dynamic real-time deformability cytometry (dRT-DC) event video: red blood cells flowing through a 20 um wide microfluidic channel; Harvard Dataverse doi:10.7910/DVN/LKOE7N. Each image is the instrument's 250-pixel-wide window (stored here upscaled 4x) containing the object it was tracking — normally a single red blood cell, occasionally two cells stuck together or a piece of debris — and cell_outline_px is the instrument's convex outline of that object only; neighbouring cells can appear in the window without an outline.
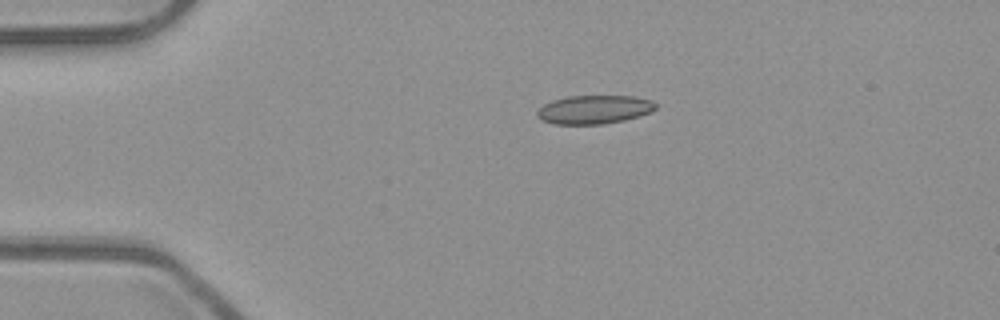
{"species": "common noctule bat (a hibernating species)", "species_latin": "Nyctalus noctula", "temperature_condition": "room temperature", "stored_images_in_passage": 42, "camera_frame_rate_fps": 3000, "um_per_image_px": 0.085, "animal": {"sex": "male", "body_mass_g": 23.1, "forearm_length_mm": 52.7}, "frame": {"image": 1, "passage_image": 1, "time_ms": 0.0, "image_size_px": [1000, 320], "cell_outline_px": [[656, 108], [648, 112], [624, 120], [604, 124], [556, 124], [540, 120], [536, 116], [536, 112], [544, 104], [552, 100], [568, 96], [636, 96], [652, 100], [656, 104]], "centroid_in_image_um": [50.47, 9.3], "position_along_channel_um": 34.5, "area_um2": 19.71}}
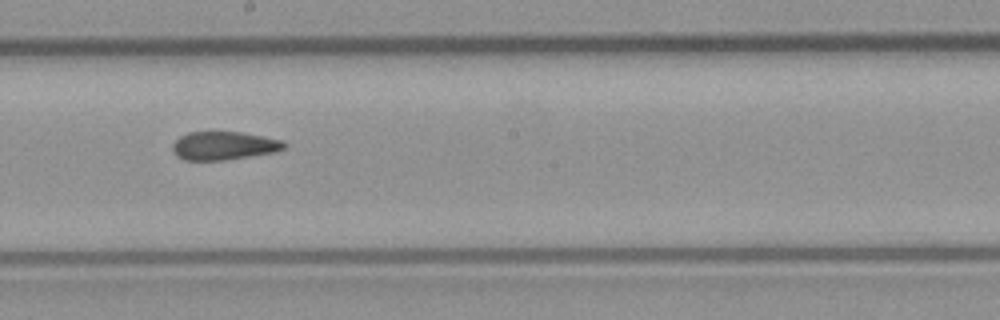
{"frame": {"image": 2, "passage_image": 19, "time_ms": 6.0, "image_size_px": [1000, 320], "cell_outline_px": [[288, 144], [284, 148], [276, 152], [224, 160], [184, 160], [176, 156], [172, 152], [172, 144], [180, 136], [188, 132], [240, 132], [284, 140]], "centroid_in_image_um": [19.02, 12.39], "position_along_channel_um": 229.2, "area_um2": 18.55}}
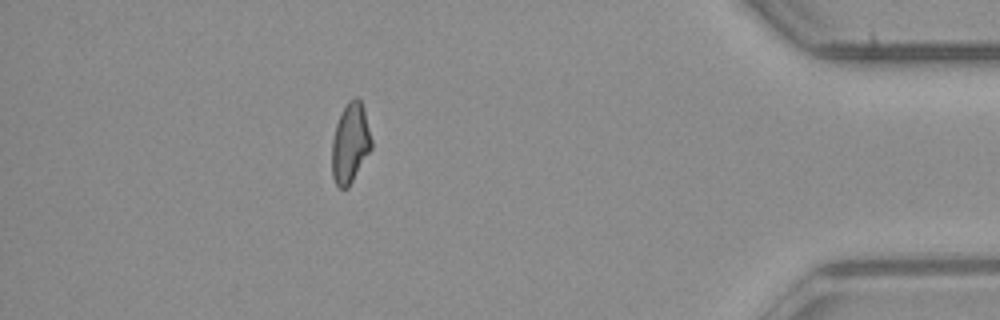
{"frame": {"image": 3, "passage_image": 36, "time_ms": 11.667, "image_size_px": [1000, 320], "cell_outline_px": [[372, 148], [348, 188], [340, 188], [336, 184], [332, 176], [332, 140], [336, 124], [348, 100], [356, 96], [360, 100], [364, 108], [372, 140]], "centroid_in_image_um": [29.77, 12.17], "position_along_channel_um": 405.4, "area_um2": 18.38}, "authors_computed_cell_mechanics": {"area_um2": 19.0162, "velocity_mm_per_s": 3.9756, "shape_relaxation_time_tau1_ms": null, "shape_relaxation_time_tau2_ms": 3.7055, "deformation_change_tau1": null, "deformation_change_tau2": 0.09}}